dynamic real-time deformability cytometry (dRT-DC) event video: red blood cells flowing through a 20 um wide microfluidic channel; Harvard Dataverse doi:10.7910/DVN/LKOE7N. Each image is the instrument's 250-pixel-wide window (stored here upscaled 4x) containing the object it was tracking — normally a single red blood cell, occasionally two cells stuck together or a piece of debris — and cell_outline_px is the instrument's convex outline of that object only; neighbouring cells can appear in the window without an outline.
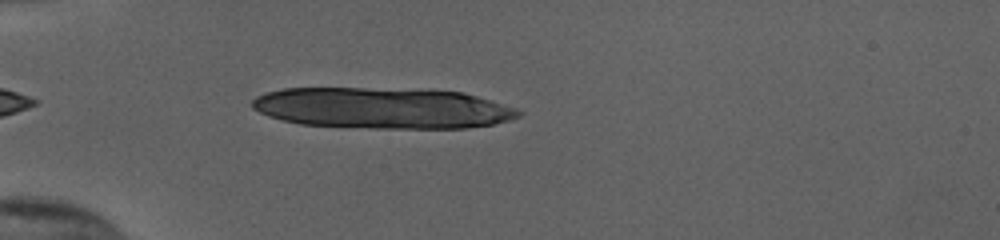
{"species": "human", "species_latin": "Homo sapiens", "temperature_condition": "cold", "stored_images_in_passage": 6, "camera_frame_rate_fps": 3000, "um_per_image_px": 0.085, "donor": {"sex": "female"}, "frame": {"image": 1, "passage_image": 3, "time_ms": 0.667, "image_size_px": [1000, 240], "cell_outline_px": [[524, 112], [520, 116], [508, 120], [492, 124], [468, 128], [372, 128], [300, 124], [268, 116], [252, 108], [252, 100], [256, 96], [268, 92], [284, 88], [364, 88], [460, 92], [476, 96], [516, 108]], "centroid_in_image_um": [32.48, 9.19], "position_along_channel_um": 52.5, "area_um2": 63.12}}